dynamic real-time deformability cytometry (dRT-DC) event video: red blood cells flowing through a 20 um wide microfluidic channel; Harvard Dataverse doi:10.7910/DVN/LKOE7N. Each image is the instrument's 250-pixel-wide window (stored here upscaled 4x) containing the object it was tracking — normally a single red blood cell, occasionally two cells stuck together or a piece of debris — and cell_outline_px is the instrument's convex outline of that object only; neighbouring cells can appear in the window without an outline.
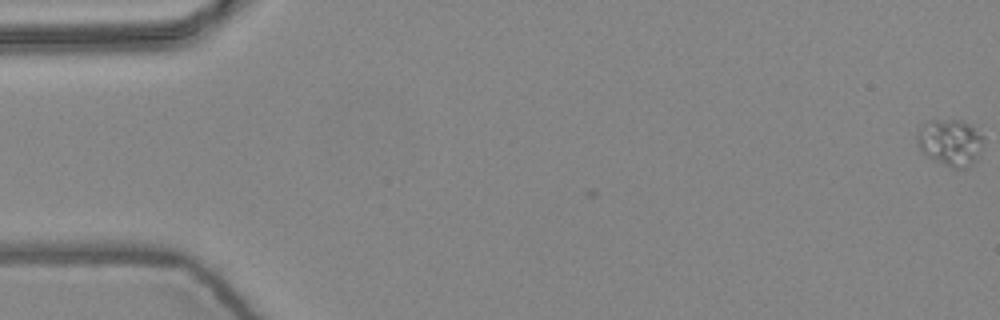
{"species": "common noctule bat (a hibernating species)", "species_latin": "Nyctalus noctula", "temperature_condition": "warm", "stored_images_in_passage": 3, "camera_frame_rate_fps": 3000, "um_per_image_px": 0.085, "animal": {"sex": "female", "body_mass_g": 24.6, "forearm_length_mm": 56.2}, "frame": {"image": 1, "passage_image": 1, "time_ms": 0.0, "image_size_px": [1000, 320], "cell_outline_px": [[984, 144], [976, 160], [972, 164], [964, 168], [952, 168], [928, 156], [920, 148], [916, 140], [916, 136], [920, 124], [928, 120], [964, 120], [972, 124], [984, 136]], "centroid_in_image_um": [80.8, 12.07], "position_along_channel_um": 4.2, "area_um2": 18.32}}